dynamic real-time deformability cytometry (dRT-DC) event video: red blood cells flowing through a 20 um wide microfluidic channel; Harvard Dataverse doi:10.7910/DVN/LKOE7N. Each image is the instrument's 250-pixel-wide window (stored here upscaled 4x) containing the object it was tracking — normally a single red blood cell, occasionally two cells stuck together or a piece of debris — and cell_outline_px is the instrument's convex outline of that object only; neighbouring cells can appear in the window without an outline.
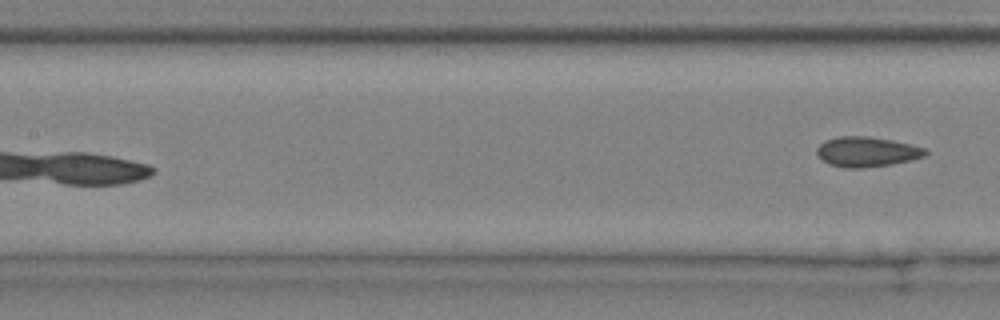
{"species": "common noctule bat (a hibernating species)", "species_latin": "Nyctalus noctula", "temperature_condition": "cold", "stored_images_in_passage": 8, "camera_frame_rate_fps": 3000, "um_per_image_px": 0.085, "animal": {"sex": "male", "body_mass_g": 20.4}, "frame": {"image": 1, "passage_image": 8, "time_ms": 2.333, "image_size_px": [1000, 320], "cell_outline_px": [[932, 152], [924, 156], [892, 164], [864, 168], [844, 168], [828, 164], [816, 152], [816, 148], [824, 140], [836, 136], [868, 136], [892, 140], [928, 148]], "centroid_in_image_um": [73.7, 12.89], "position_along_channel_um": 133.7, "area_um2": 19.19}}